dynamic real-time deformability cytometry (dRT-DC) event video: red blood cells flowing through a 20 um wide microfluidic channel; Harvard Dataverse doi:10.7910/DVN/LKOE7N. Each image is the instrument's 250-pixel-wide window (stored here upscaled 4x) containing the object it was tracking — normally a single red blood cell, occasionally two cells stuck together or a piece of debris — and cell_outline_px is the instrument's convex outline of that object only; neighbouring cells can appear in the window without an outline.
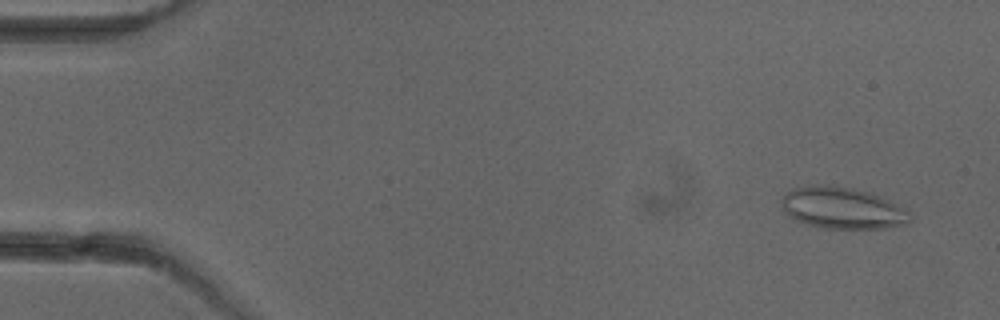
{"species": "common noctule bat (a hibernating species)", "species_latin": "Nyctalus noctula", "temperature_condition": "cold", "stored_images_in_passage": 5, "camera_frame_rate_fps": 3000, "um_per_image_px": 0.085, "animal": {"sex": "female"}, "frame": {"image": 1, "passage_image": 1, "time_ms": 0.0, "image_size_px": [1000, 320], "cell_outline_px": [[912, 220], [908, 224], [884, 228], [824, 228], [808, 224], [796, 220], [784, 212], [780, 200], [792, 188], [816, 184], [828, 184], [852, 188], [868, 192], [880, 196], [912, 212]], "centroid_in_image_um": [71.62, 17.68], "position_along_channel_um": 13.4, "area_um2": 31.27}}
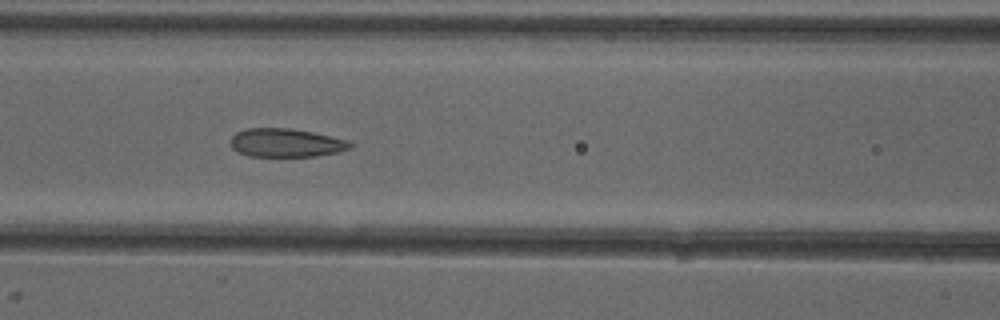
{"frame": {"image": 2, "passage_image": 4, "time_ms": 6.333, "image_size_px": [1000, 320], "cell_outline_px": [[356, 144], [352, 148], [336, 152], [316, 156], [248, 156], [232, 148], [232, 136], [236, 132], [248, 128], [288, 128], [312, 132], [352, 140]], "centroid_in_image_um": [24.39, 12.13], "position_along_channel_um": 142.2, "area_um2": 19.94}}
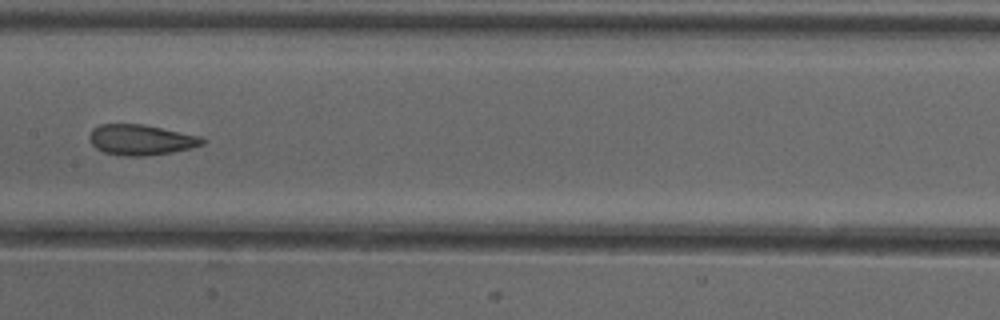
{"frame": {"image": 3, "passage_image": 5, "time_ms": 7.667, "image_size_px": [1000, 320], "cell_outline_px": [[208, 140], [204, 144], [192, 148], [172, 152], [144, 156], [124, 156], [104, 152], [96, 148], [92, 144], [88, 136], [92, 128], [100, 124], [144, 124], [200, 136]], "centroid_in_image_um": [11.99, 11.88], "position_along_channel_um": 195.4, "area_um2": 20.23}}